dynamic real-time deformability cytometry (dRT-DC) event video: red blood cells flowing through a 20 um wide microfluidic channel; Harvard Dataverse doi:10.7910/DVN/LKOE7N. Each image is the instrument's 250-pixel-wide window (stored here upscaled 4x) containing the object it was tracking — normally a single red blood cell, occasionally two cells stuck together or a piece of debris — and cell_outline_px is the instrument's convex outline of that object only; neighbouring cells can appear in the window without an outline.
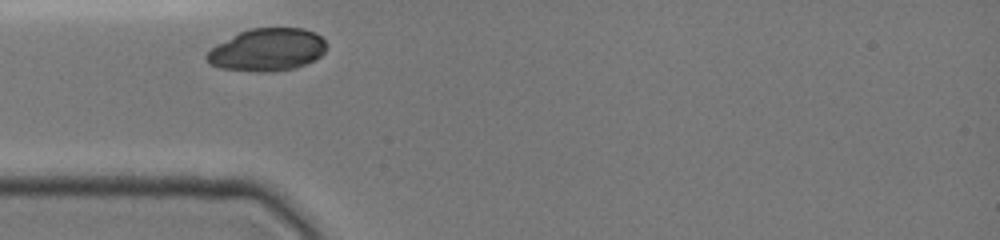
{"species": "common noctule bat (a hibernating species)", "species_latin": "Nyctalus noctula", "temperature_condition": "cold", "stored_images_in_passage": 3, "camera_frame_rate_fps": 3000, "um_per_image_px": 0.085, "animal": {"sex": "female", "body_mass_g": 19.0, "forearm_length_mm": 51.5}, "frame": {"image": 1, "passage_image": 1, "time_ms": 0.0, "image_size_px": [1000, 240], "cell_outline_px": [[324, 52], [320, 56], [296, 68], [268, 72], [256, 72], [220, 68], [212, 64], [204, 56], [216, 44], [240, 32], [252, 28], [304, 28], [316, 32], [324, 40]], "centroid_in_image_um": [22.71, 4.23], "position_along_channel_um": 62.3, "area_um2": 29.48}}
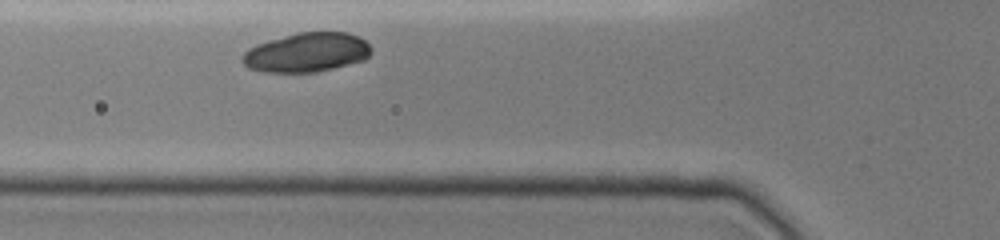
{"frame": {"image": 2, "passage_image": 3, "time_ms": 1.0, "image_size_px": [1000, 240], "cell_outline_px": [[372, 52], [364, 60], [316, 72], [264, 72], [248, 68], [240, 60], [244, 52], [248, 48], [256, 44], [268, 40], [300, 32], [348, 32], [364, 40], [372, 48]], "centroid_in_image_um": [26.04, 4.46], "position_along_channel_um": 99.8, "area_um2": 29.48}}